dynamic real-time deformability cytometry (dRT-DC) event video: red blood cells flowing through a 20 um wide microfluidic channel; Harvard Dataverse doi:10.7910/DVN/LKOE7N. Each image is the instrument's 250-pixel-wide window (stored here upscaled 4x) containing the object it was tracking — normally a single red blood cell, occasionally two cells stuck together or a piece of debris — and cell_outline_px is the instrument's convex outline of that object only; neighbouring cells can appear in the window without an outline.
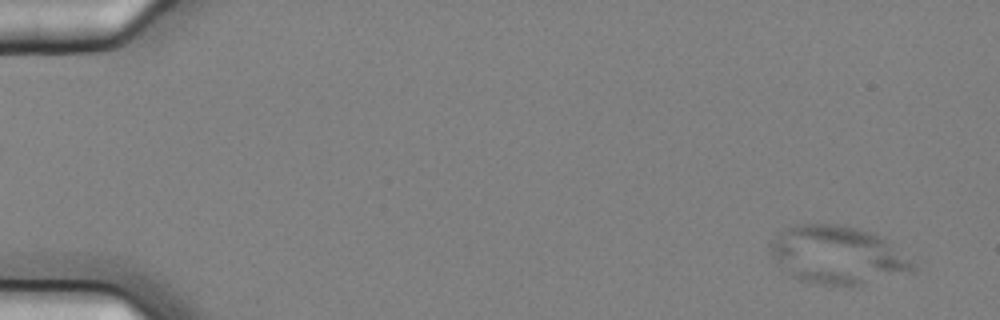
{"species": "common noctule bat (a hibernating species)", "species_latin": "Nyctalus noctula", "temperature_condition": "cold", "stored_images_in_passage": 6, "camera_frame_rate_fps": 3000, "um_per_image_px": 0.085, "animal": {"sex": "female", "body_mass_g": 25.1}, "frame": {"image": 1, "passage_image": 1, "time_ms": 0.0, "image_size_px": [1000, 320], "cell_outline_px": [[916, 268], [852, 288], [812, 284], [800, 280], [792, 276], [768, 252], [768, 248], [776, 236], [784, 228], [796, 224], [836, 224], [876, 232], [888, 240], [916, 260]], "centroid_in_image_um": [71.22, 21.68], "position_along_channel_um": 13.8, "area_um2": 48.84}}